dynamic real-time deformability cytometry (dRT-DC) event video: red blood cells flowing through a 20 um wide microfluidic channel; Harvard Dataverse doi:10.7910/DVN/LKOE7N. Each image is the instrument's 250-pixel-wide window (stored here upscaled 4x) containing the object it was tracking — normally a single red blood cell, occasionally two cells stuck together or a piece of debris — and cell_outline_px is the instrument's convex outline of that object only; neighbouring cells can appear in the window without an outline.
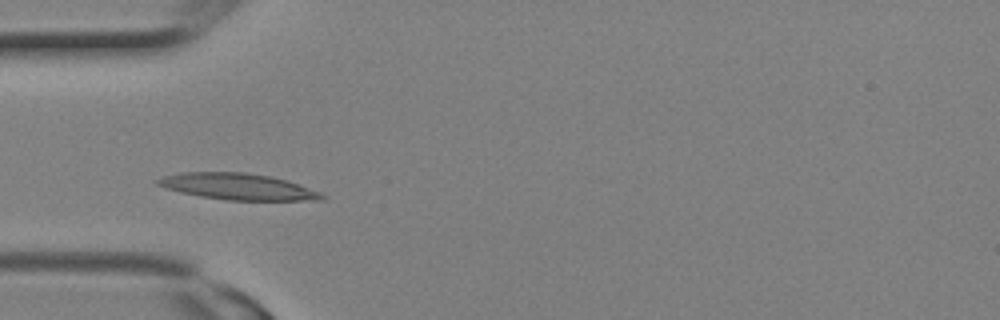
{"species": "Egyptian fruit bat (a non-hibernating species)", "species_latin": "Rousettus aegyptiacus", "temperature_condition": "room temperature", "stored_images_in_passage": 2, "camera_frame_rate_fps": 3000, "um_per_image_px": 0.085, "animal": {"sex": "female"}, "frame": {"image": 1, "passage_image": 2, "time_ms": 0.333, "image_size_px": [1000, 320], "cell_outline_px": [[328, 196], [324, 200], [224, 200], [200, 196], [180, 192], [156, 184], [152, 180], [164, 176], [180, 172], [244, 172], [268, 176], [288, 180], [320, 192]], "centroid_in_image_um": [20.21, 15.86], "position_along_channel_um": 64.8, "area_um2": 25.26}}